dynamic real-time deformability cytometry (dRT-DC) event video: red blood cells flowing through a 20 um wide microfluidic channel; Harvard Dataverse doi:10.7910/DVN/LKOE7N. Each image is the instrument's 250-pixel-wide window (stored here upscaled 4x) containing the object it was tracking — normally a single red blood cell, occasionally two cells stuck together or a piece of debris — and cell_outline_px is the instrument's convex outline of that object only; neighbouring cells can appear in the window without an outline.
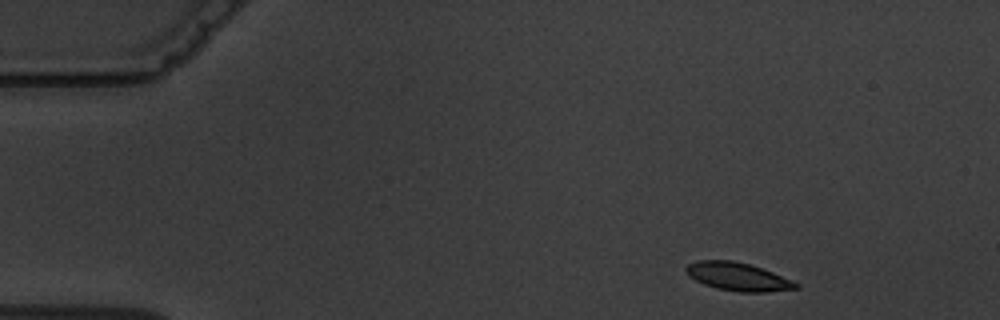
{"species": "common noctule bat (a hibernating species)", "species_latin": "Nyctalus noctula", "temperature_condition": "warm", "stored_images_in_passage": 9, "camera_frame_rate_fps": 3000, "um_per_image_px": 0.085, "animal": {"sex": "male", "body_mass_g": 19.5, "forearm_length_mm": 54.6}, "frame": {"image": 1, "passage_image": 1, "time_ms": 0.0, "image_size_px": [1000, 320], "cell_outline_px": [[800, 288], [768, 292], [740, 292], [716, 288], [704, 284], [688, 276], [684, 268], [688, 264], [696, 260], [732, 260], [748, 264], [772, 272], [792, 280], [800, 284]], "centroid_in_image_um": [62.71, 23.52], "position_along_channel_um": 22.3, "area_um2": 18.03}}
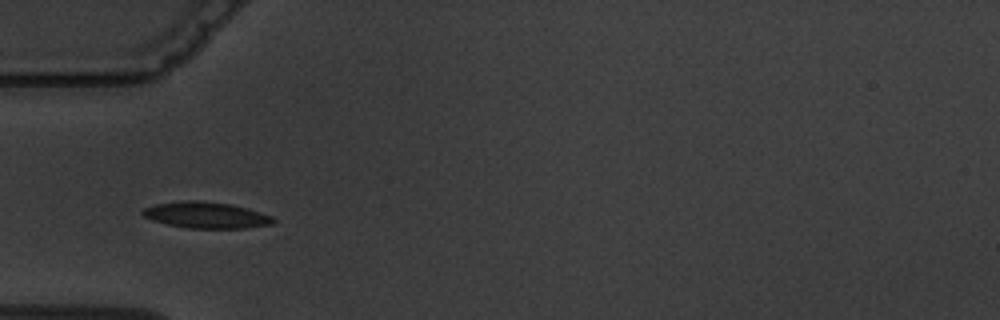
{"frame": {"image": 2, "passage_image": 4, "time_ms": 3.667, "image_size_px": [1000, 320], "cell_outline_px": [[276, 220], [272, 224], [244, 228], [188, 228], [168, 224], [152, 220], [144, 216], [140, 212], [144, 208], [156, 204], [184, 200], [196, 200], [232, 204], [248, 208], [272, 216]], "centroid_in_image_um": [17.53, 18.28], "position_along_channel_um": 67.5, "area_um2": 19.94}}
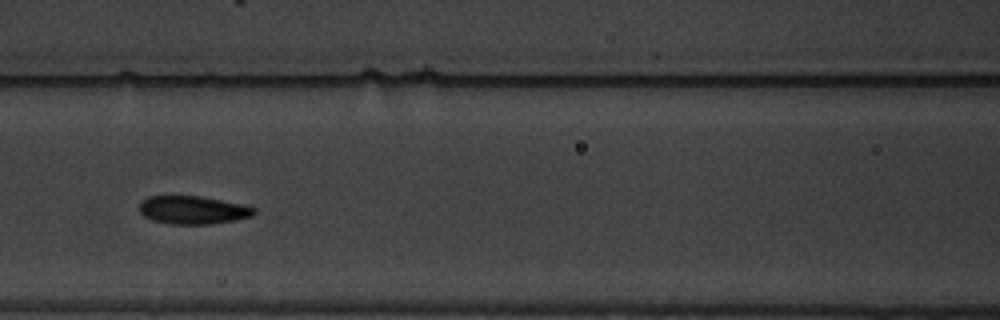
{"frame": {"image": 3, "passage_image": 6, "time_ms": 6.0, "image_size_px": [1000, 320], "cell_outline_px": [[256, 212], [252, 216], [236, 220], [212, 224], [168, 224], [152, 220], [144, 216], [140, 212], [140, 200], [148, 196], [200, 196], [244, 204], [256, 208]], "centroid_in_image_um": [16.41, 17.85], "position_along_channel_um": 150.2, "area_um2": 19.02}}